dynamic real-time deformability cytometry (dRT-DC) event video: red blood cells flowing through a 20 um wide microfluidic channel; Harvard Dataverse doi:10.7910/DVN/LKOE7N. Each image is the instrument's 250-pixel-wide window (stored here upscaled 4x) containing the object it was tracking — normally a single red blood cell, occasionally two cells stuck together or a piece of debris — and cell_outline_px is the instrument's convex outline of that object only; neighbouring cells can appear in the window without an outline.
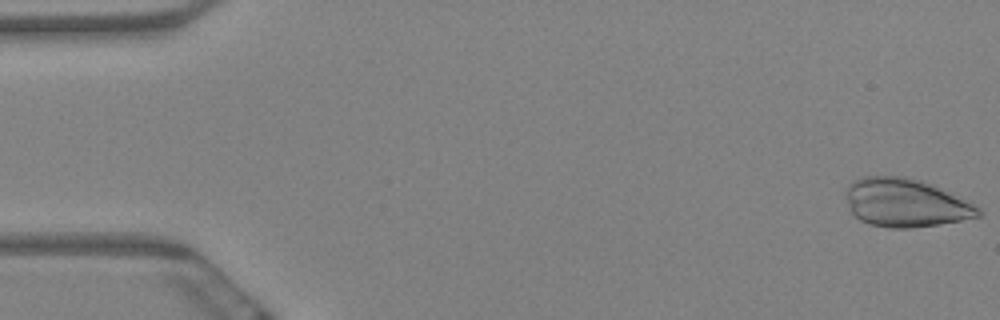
{"species": "Egyptian fruit bat (a non-hibernating species)", "species_latin": "Rousettus aegyptiacus", "temperature_condition": "warm", "stored_images_in_passage": 10, "camera_frame_rate_fps": 3000, "um_per_image_px": 0.085, "animal": {"sex": "female"}, "frame": {"image": 1, "passage_image": 1, "time_ms": 0.0, "image_size_px": [1000, 320], "cell_outline_px": [[984, 212], [980, 216], [960, 220], [936, 224], [908, 228], [888, 228], [868, 224], [860, 220], [852, 212], [848, 204], [848, 184], [852, 180], [864, 176], [904, 176], [920, 180], [932, 184], [980, 208]], "centroid_in_image_um": [76.95, 17.23], "position_along_channel_um": 8.0, "area_um2": 36.88}}
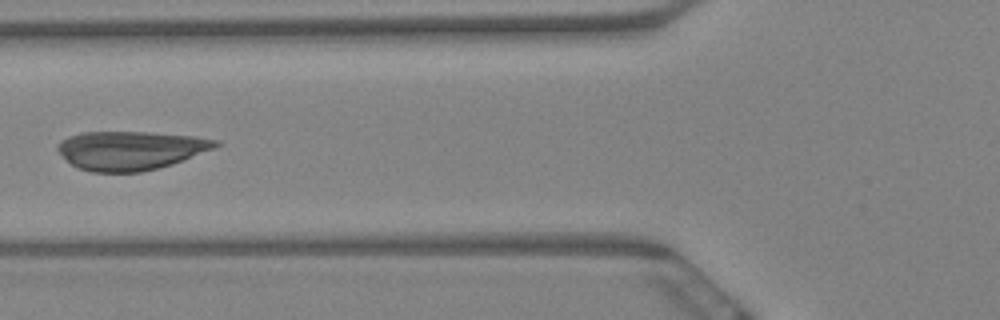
{"frame": {"image": 2, "passage_image": 7, "time_ms": 2.0, "image_size_px": [1000, 320], "cell_outline_px": [[224, 144], [216, 148], [172, 164], [140, 172], [92, 172], [80, 168], [72, 164], [56, 148], [56, 144], [60, 140], [68, 136], [80, 132], [148, 132], [196, 136], [220, 140]], "centroid_in_image_um": [11.14, 12.76], "position_along_channel_um": 114.7, "area_um2": 35.84}}
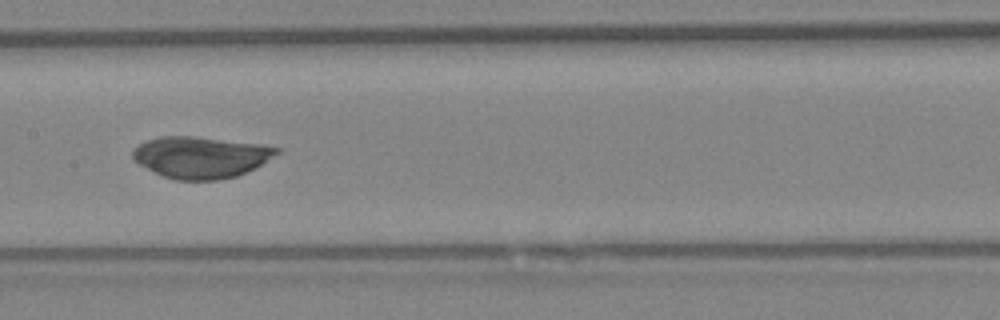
{"frame": {"image": 3, "passage_image": 9, "time_ms": 2.667, "image_size_px": [1000, 320], "cell_outline_px": [[280, 152], [260, 164], [236, 176], [216, 180], [176, 180], [164, 176], [140, 164], [132, 156], [132, 148], [148, 140], [160, 136], [196, 136], [264, 144], [280, 148]], "centroid_in_image_um": [17.07, 13.34], "position_along_channel_um": 190.3, "area_um2": 34.56}}